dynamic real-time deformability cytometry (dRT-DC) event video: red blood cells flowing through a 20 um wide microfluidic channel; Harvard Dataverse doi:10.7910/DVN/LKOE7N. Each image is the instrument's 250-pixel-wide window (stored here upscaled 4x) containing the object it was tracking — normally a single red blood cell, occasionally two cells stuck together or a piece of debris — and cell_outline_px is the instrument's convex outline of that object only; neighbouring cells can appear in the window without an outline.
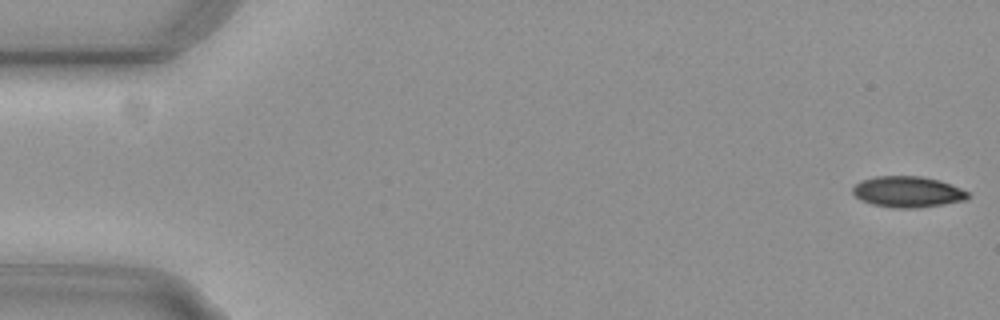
{"species": "common noctule bat (a hibernating species)", "species_latin": "Nyctalus noctula", "temperature_condition": "cold", "stored_images_in_passage": 10, "camera_frame_rate_fps": 3000, "um_per_image_px": 0.085, "animal": {"sex": "female", "body_mass_g": 29.2, "forearm_length_mm": 56.3}, "frame": {"image": 1, "passage_image": 1, "time_ms": 0.0, "image_size_px": [1000, 320], "cell_outline_px": [[968, 196], [964, 200], [944, 204], [920, 208], [892, 208], [872, 204], [860, 200], [852, 192], [852, 188], [856, 184], [864, 180], [876, 176], [920, 176], [940, 180], [960, 188], [968, 192]], "centroid_in_image_um": [77.14, 16.31], "position_along_channel_um": 7.9, "area_um2": 20.75}}